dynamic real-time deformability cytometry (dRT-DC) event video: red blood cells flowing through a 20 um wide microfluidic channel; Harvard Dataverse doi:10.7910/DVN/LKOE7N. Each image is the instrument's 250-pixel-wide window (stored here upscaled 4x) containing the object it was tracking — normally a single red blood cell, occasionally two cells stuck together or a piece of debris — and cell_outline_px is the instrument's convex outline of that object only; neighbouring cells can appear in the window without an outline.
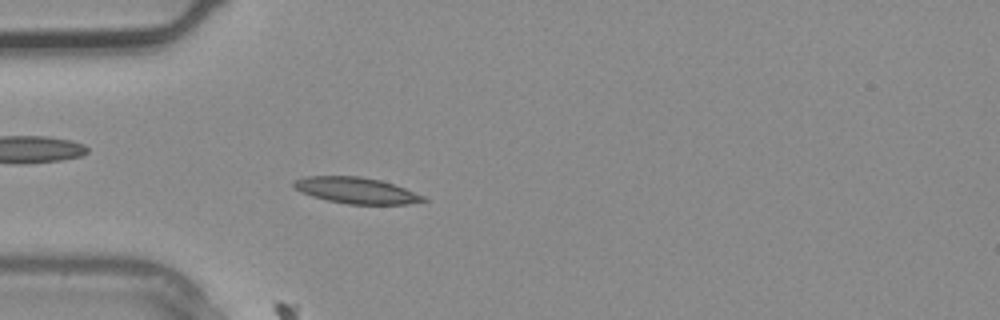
{"species": "common noctule bat (a hibernating species)", "species_latin": "Nyctalus noctula", "temperature_condition": "warm", "stored_images_in_passage": 3, "camera_frame_rate_fps": 3000, "um_per_image_px": 0.085, "animal": {"sex": "male", "body_mass_g": 20.4}, "frame": {"image": 1, "passage_image": 3, "time_ms": 0.667, "image_size_px": [1000, 320], "cell_outline_px": [[428, 200], [408, 204], [348, 204], [328, 200], [312, 196], [300, 192], [292, 184], [292, 180], [304, 176], [360, 176], [380, 180], [404, 188], [424, 196]], "centroid_in_image_um": [30.24, 16.18], "position_along_channel_um": 54.8, "area_um2": 19.65}}